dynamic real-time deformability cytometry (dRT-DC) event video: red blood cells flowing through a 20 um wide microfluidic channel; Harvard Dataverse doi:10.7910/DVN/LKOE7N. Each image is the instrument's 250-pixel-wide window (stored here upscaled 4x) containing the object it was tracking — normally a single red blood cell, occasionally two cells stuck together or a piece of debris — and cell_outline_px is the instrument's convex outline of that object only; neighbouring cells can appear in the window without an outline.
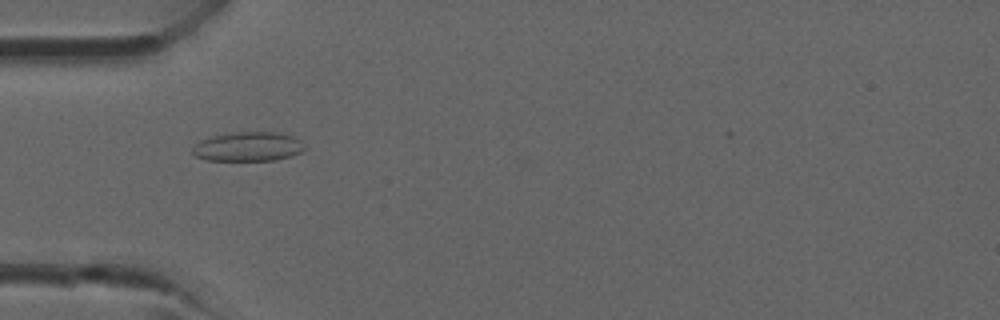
{"species": "common noctule bat (a hibernating species)", "species_latin": "Nyctalus noctula", "temperature_condition": "room temperature", "stored_images_in_passage": 38, "camera_frame_rate_fps": 3000, "um_per_image_px": 0.085, "animal": {"sex": "male", "forearm_length_mm": 52.5}, "frame": {"image": 1, "passage_image": 10, "time_ms": 3.0, "image_size_px": [1000, 320], "cell_outline_px": [[308, 148], [292, 156], [276, 160], [204, 160], [196, 156], [192, 152], [192, 148], [200, 140], [212, 136], [232, 132], [280, 132], [292, 136], [300, 140]], "centroid_in_image_um": [21.11, 12.46], "position_along_channel_um": 63.9, "area_um2": 19.31}}
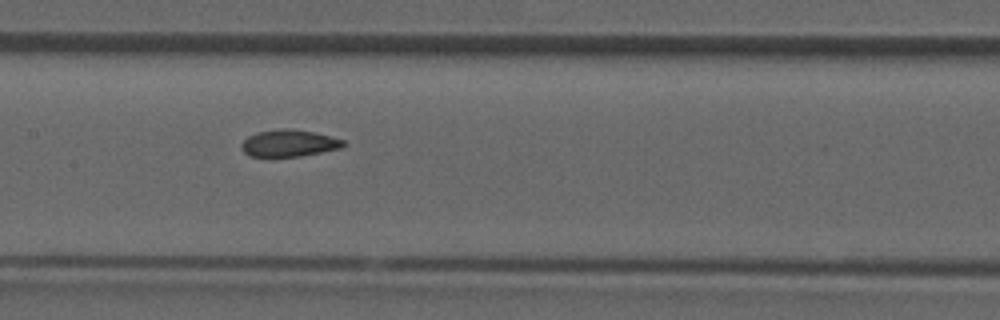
{"frame": {"image": 2, "passage_image": 17, "time_ms": 5.333, "image_size_px": [1000, 320], "cell_outline_px": [[348, 144], [340, 148], [300, 156], [248, 156], [240, 148], [240, 144], [248, 136], [256, 132], [280, 128], [292, 128], [332, 136], [344, 140]], "centroid_in_image_um": [24.55, 12.16], "position_along_channel_um": 182.8, "area_um2": 16.07}}
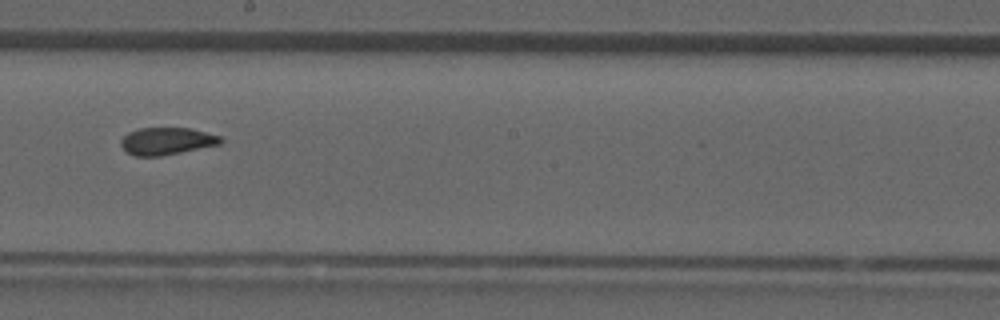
{"frame": {"image": 3, "passage_image": 20, "time_ms": 6.333, "image_size_px": [1000, 320], "cell_outline_px": [[224, 140], [220, 144], [160, 156], [136, 156], [128, 152], [120, 144], [120, 140], [128, 132], [140, 128], [192, 128], [220, 136]], "centroid_in_image_um": [14.18, 11.98], "position_along_channel_um": 234.0, "area_um2": 15.72}}